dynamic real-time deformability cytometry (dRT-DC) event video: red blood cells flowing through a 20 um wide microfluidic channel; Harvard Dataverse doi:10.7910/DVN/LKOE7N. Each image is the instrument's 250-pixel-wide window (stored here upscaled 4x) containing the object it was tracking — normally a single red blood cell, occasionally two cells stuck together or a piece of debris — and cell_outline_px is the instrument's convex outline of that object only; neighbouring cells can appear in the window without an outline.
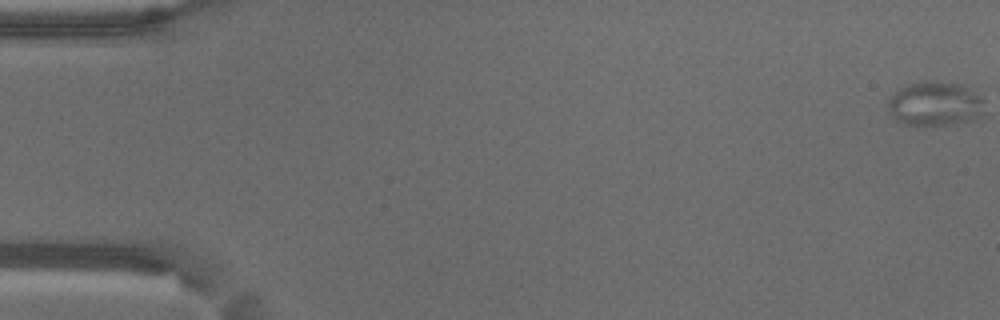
{"species": "common noctule bat (a hibernating species)", "species_latin": "Nyctalus noctula", "temperature_condition": "warm", "stored_images_in_passage": 1, "camera_frame_rate_fps": 3000, "um_per_image_px": 0.085, "animal": {"sex": "male", "body_mass_g": 18.8}, "frame": {"image": 1, "passage_image": 1, "time_ms": 0.0, "image_size_px": [1000, 320], "cell_outline_px": [[984, 116], [976, 120], [956, 124], [904, 124], [896, 120], [892, 116], [888, 108], [888, 96], [900, 88], [908, 84], [920, 80], [932, 80], [964, 84], [980, 96], [984, 100]], "centroid_in_image_um": [79.52, 8.8], "position_along_channel_um": 5.5, "area_um2": 25.55}}